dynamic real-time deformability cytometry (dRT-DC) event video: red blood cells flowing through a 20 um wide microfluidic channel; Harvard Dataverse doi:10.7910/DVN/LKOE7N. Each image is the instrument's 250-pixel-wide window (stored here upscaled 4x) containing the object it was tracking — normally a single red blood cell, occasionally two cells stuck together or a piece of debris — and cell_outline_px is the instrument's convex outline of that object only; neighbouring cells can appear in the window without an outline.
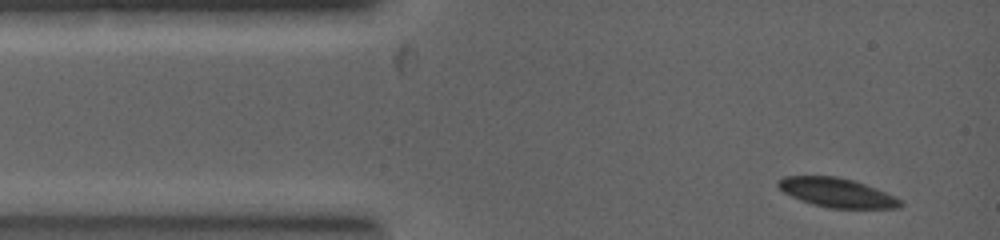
{"species": "common noctule bat (a hibernating species)", "species_latin": "Nyctalus noctula", "temperature_condition": "warm", "stored_images_in_passage": 5, "camera_frame_rate_fps": 5000, "um_per_image_px": 0.085, "animal": {"sex": "female", "body_mass_g": 19.0, "forearm_length_mm": 53.3}, "frame": {"image": 1, "passage_image": 1, "time_ms": 0.0, "image_size_px": [1000, 240], "cell_outline_px": [[904, 204], [900, 208], [828, 208], [812, 204], [800, 200], [784, 192], [776, 184], [776, 180], [784, 176], [836, 176], [852, 180], [876, 188], [904, 200]], "centroid_in_image_um": [71.15, 16.38], "position_along_channel_um": 13.8, "area_um2": 20.87}}
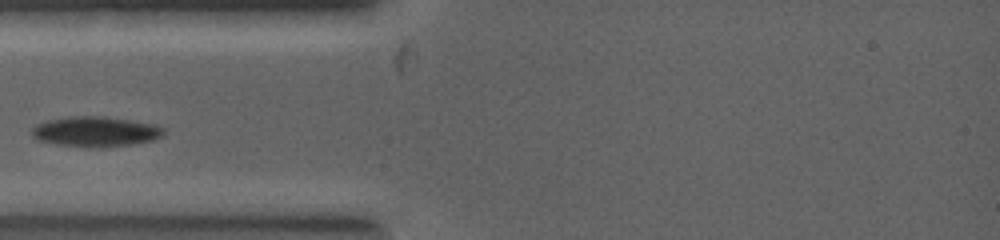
{"frame": {"image": 2, "passage_image": 4, "time_ms": 1.8, "image_size_px": [1000, 240], "cell_outline_px": [[164, 136], [152, 140], [104, 148], [60, 144], [40, 140], [32, 136], [32, 128], [36, 124], [48, 120], [68, 116], [104, 116], [156, 124], [164, 128]], "centroid_in_image_um": [8.15, 11.17], "position_along_channel_um": 76.8, "area_um2": 23.0}}